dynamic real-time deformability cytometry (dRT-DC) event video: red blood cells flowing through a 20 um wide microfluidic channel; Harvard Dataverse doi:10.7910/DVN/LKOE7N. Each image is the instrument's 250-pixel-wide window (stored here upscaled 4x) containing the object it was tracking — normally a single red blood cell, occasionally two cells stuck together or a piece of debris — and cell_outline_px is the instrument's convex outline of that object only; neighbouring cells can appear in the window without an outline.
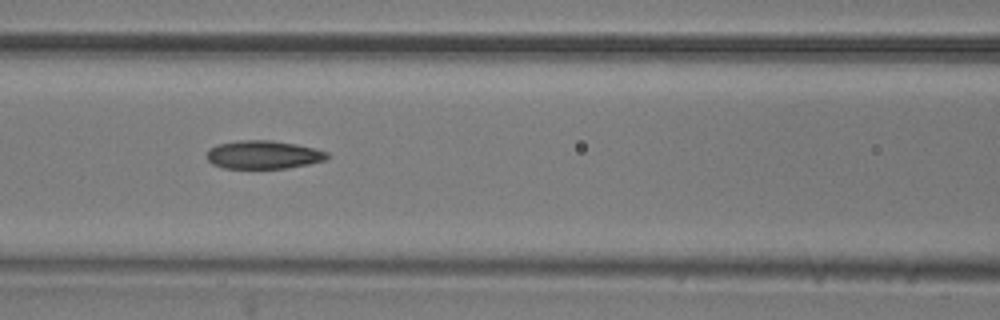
{"species": "common noctule bat (a hibernating species)", "species_latin": "Nyctalus noctula", "temperature_condition": "room temperature", "stored_images_in_passage": 23, "camera_frame_rate_fps": 3000, "um_per_image_px": 0.085, "animal": {"sex": "male", "body_mass_g": 20.5, "forearm_length_mm": 52.5}, "frame": {"image": 1, "passage_image": 8, "time_ms": 2.333, "image_size_px": [1000, 320], "cell_outline_px": [[332, 156], [324, 160], [308, 164], [288, 168], [224, 168], [212, 164], [208, 160], [208, 148], [216, 144], [236, 140], [272, 140], [296, 144], [316, 148], [328, 152]], "centroid_in_image_um": [22.4, 13.14], "position_along_channel_um": 144.2, "area_um2": 20.06}}
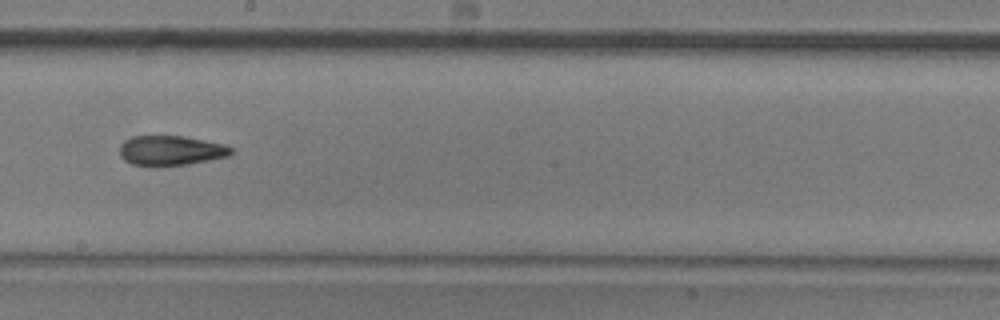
{"frame": {"image": 2, "passage_image": 15, "time_ms": 4.667, "image_size_px": [1000, 320], "cell_outline_px": [[232, 152], [228, 156], [188, 164], [156, 168], [148, 168], [132, 164], [124, 160], [120, 156], [120, 144], [124, 140], [132, 136], [184, 136], [224, 144], [232, 148]], "centroid_in_image_um": [14.45, 12.82], "position_along_channel_um": 233.7, "area_um2": 19.83}}